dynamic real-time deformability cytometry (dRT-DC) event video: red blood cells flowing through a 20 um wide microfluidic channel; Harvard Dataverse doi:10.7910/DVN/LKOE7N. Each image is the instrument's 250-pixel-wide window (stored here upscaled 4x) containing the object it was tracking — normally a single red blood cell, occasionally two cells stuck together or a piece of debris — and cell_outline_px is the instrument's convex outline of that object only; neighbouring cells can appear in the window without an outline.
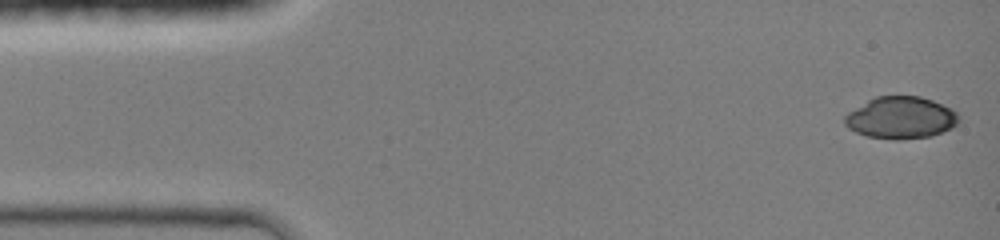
{"species": "common noctule bat (a hibernating species)", "species_latin": "Nyctalus noctula", "temperature_condition": "room temperature", "stored_images_in_passage": 44, "camera_frame_rate_fps": 3000, "um_per_image_px": 0.085, "animal": {"sex": "female", "body_mass_g": 19.0, "forearm_length_mm": 51.5}, "frame": {"image": 1, "passage_image": 1, "time_ms": 0.0, "image_size_px": [1000, 240], "cell_outline_px": [[960, 120], [952, 128], [932, 136], [900, 140], [896, 140], [868, 136], [856, 132], [848, 128], [844, 124], [844, 116], [848, 112], [868, 100], [876, 96], [920, 96], [932, 100], [952, 108], [960, 116]], "centroid_in_image_um": [76.58, 10.01], "position_along_channel_um": 8.4, "area_um2": 28.09}}
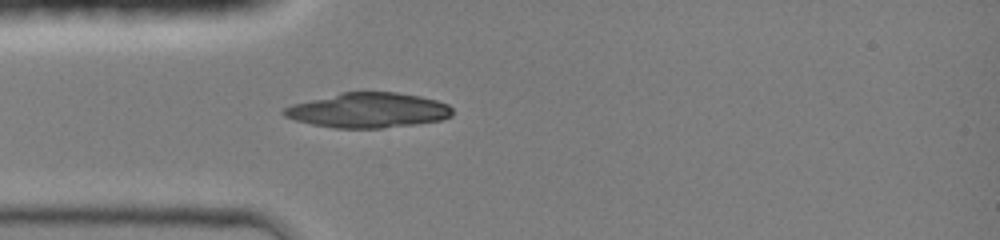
{"frame": {"image": 2, "passage_image": 12, "time_ms": 3.667, "image_size_px": [1000, 240], "cell_outline_px": [[452, 116], [440, 120], [416, 124], [384, 128], [332, 128], [312, 124], [296, 120], [284, 116], [280, 112], [284, 108], [292, 104], [340, 92], [396, 92], [420, 96], [436, 100], [448, 104], [452, 108]], "centroid_in_image_um": [31.29, 9.37], "position_along_channel_um": 53.7, "area_um2": 34.39}}
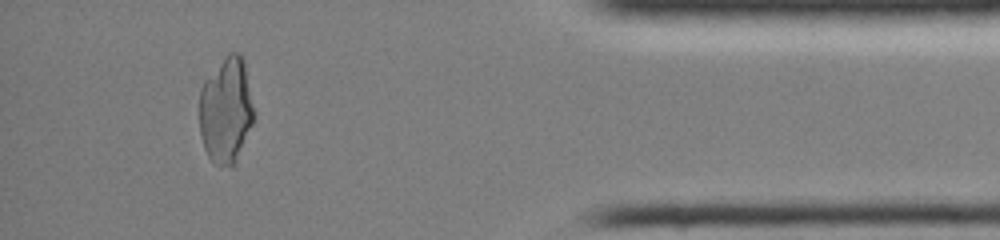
{"frame": {"image": 3, "passage_image": 40, "time_ms": 13.0, "image_size_px": [1000, 240], "cell_outline_px": [[256, 116], [236, 160], [232, 168], [216, 164], [208, 156], [204, 148], [200, 136], [200, 88], [204, 80], [224, 56], [228, 52], [240, 52], [244, 60]], "centroid_in_image_um": [19.22, 9.35], "position_along_channel_um": 416.0, "area_um2": 34.04}}